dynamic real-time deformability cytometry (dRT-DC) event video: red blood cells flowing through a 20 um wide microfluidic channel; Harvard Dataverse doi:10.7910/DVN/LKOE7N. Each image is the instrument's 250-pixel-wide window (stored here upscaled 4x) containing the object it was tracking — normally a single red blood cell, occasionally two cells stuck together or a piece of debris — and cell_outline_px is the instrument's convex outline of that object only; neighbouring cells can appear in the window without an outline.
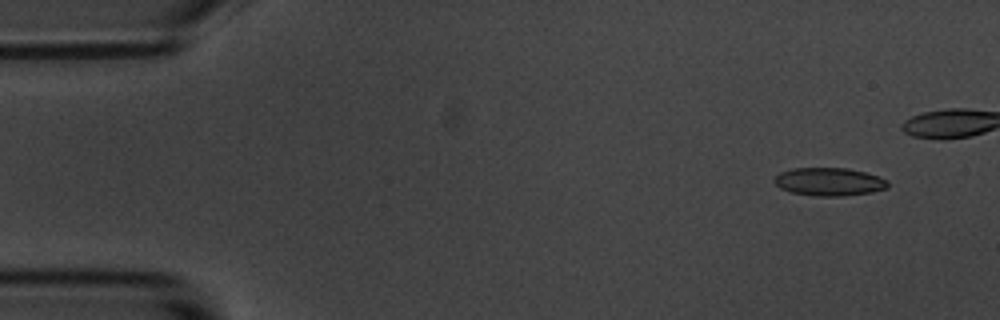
{"species": "common noctule bat (a hibernating species)", "species_latin": "Nyctalus noctula", "temperature_condition": "room temperature", "stored_images_in_passage": 8, "camera_frame_rate_fps": 3000, "um_per_image_px": 0.085, "animal": {"sex": "male", "body_mass_g": 20.1, "forearm_length_mm": 53.5}, "frame": {"image": 1, "passage_image": 2, "time_ms": 1.0, "image_size_px": [1000, 320], "cell_outline_px": [[888, 188], [872, 192], [844, 196], [812, 196], [792, 192], [780, 188], [772, 180], [780, 172], [792, 168], [848, 168], [864, 172], [888, 180]], "centroid_in_image_um": [70.47, 15.45], "position_along_channel_um": 14.5, "area_um2": 18.61}}